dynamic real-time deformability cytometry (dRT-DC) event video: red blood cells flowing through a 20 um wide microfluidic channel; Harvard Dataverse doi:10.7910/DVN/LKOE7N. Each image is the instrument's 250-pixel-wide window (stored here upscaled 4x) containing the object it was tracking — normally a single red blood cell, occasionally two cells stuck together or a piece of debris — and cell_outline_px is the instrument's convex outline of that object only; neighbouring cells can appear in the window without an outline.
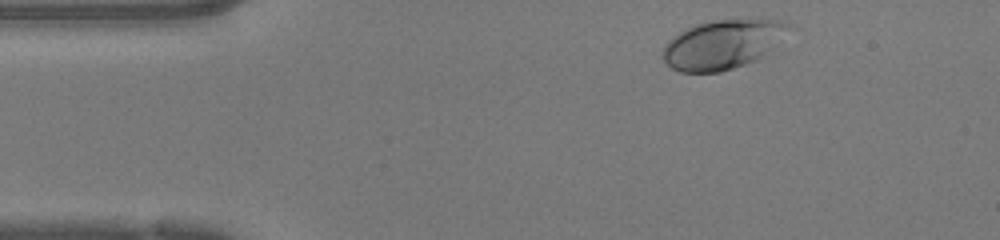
{"species": "human", "species_latin": "Homo sapiens", "temperature_condition": "warm", "stored_images_in_passage": 43, "camera_frame_rate_fps": 3000, "um_per_image_px": 0.085, "donor": {"sex": "female"}, "frame": {"image": 1, "passage_image": 2, "time_ms": 0.333, "image_size_px": [1000, 240], "cell_outline_px": [[788, 24], [760, 56], [756, 60], [720, 72], [680, 72], [672, 68], [664, 60], [664, 44], [668, 40], [680, 32], [696, 24], [712, 20], [780, 20]], "centroid_in_image_um": [61.24, 3.79], "position_along_channel_um": 23.8, "area_um2": 34.28}}
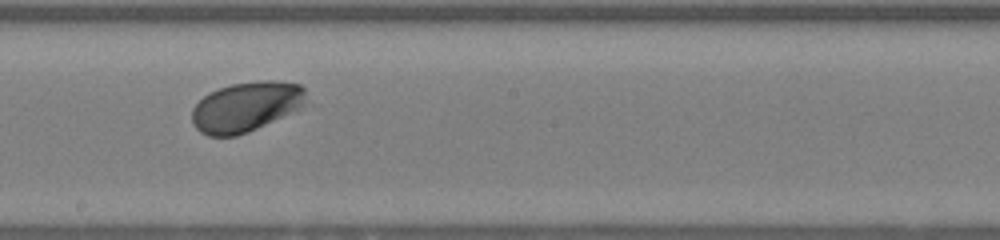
{"frame": {"image": 2, "passage_image": 21, "time_ms": 6.667, "image_size_px": [1000, 240], "cell_outline_px": [[304, 104], [248, 132], [236, 136], [208, 136], [200, 132], [192, 124], [192, 108], [204, 96], [220, 88], [232, 84], [264, 80], [276, 80], [300, 84], [304, 88]], "centroid_in_image_um": [20.85, 9.07], "position_along_channel_um": 227.4, "area_um2": 32.48}}
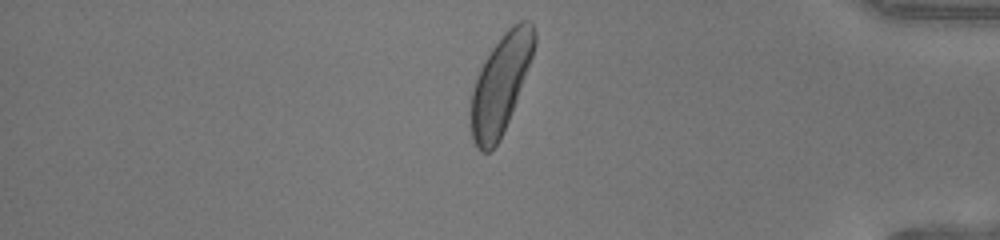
{"frame": {"image": 3, "passage_image": 35, "time_ms": 11.333, "image_size_px": [1000, 240], "cell_outline_px": [[536, 44], [532, 56], [516, 100], [500, 140], [488, 152], [480, 152], [476, 148], [472, 140], [468, 124], [468, 112], [472, 92], [476, 76], [484, 60], [492, 48], [504, 32], [512, 24], [520, 20], [528, 20], [532, 24], [536, 32]], "centroid_in_image_um": [42.5, 7.17], "position_along_channel_um": 392.7, "area_um2": 36.7}, "authors_computed_cell_mechanics": {"area_um2": 34.2754, "velocity_mm_per_s": 4.2373, "shape_relaxation_time_tau1_ms": 1.3, "shape_relaxation_time_tau2_ms": null, "deformation_change_tau1": 0.1259, "deformation_change_tau2": null}}